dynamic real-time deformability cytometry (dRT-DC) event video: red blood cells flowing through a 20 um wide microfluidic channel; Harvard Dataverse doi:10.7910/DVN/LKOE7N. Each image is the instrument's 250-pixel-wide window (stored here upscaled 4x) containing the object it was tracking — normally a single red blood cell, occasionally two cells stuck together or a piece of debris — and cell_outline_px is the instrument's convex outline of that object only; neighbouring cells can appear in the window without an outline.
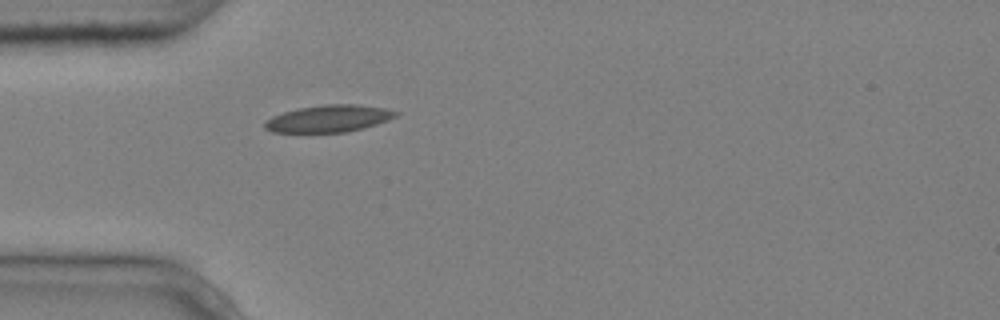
{"species": "common noctule bat (a hibernating species)", "species_latin": "Nyctalus noctula", "temperature_condition": "cold", "stored_images_in_passage": 1, "camera_frame_rate_fps": 3000, "um_per_image_px": 0.085, "animal": {"sex": "male", "body_mass_g": 20.4}, "frame": {"image": 1, "passage_image": 1, "time_ms": 0.0, "image_size_px": [1000, 320], "cell_outline_px": [[400, 112], [396, 116], [388, 120], [364, 128], [348, 132], [272, 132], [264, 128], [264, 120], [272, 116], [284, 112], [300, 108], [324, 104], [356, 104], [384, 108]], "centroid_in_image_um": [27.93, 10.08], "position_along_channel_um": 57.1, "area_um2": 20.63}}